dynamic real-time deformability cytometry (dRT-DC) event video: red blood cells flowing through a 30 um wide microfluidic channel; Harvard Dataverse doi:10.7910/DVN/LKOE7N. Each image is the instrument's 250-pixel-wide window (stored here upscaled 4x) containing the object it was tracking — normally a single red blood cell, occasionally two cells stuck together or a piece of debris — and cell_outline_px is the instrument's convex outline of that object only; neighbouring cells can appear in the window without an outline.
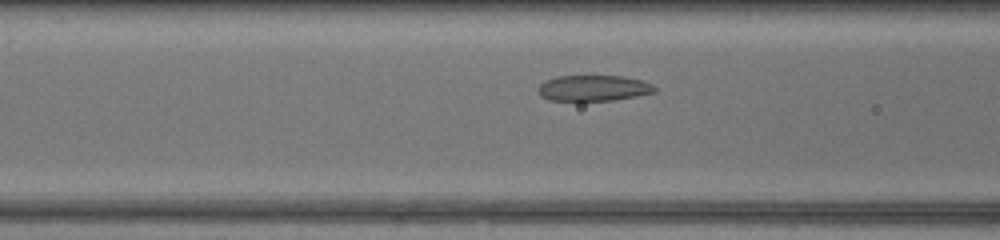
{"species": "common noctule bat (a hibernating species)", "species_latin": "Nyctalus noctula", "temperature_condition": "warm", "stored_images_in_passage": 28, "camera_frame_rate_fps": 3000, "um_per_image_px": 0.085, "animal": {"sex": "female", "body_mass_g": 17.0, "forearm_length_mm": 48.0}, "frame": {"image": 1, "passage_image": 9, "time_ms": 2.667, "image_size_px": [1000, 240], "cell_outline_px": [[656, 92], [636, 96], [612, 100], [548, 100], [540, 96], [536, 88], [544, 80], [556, 76], [624, 76], [644, 80], [652, 84], [656, 88]], "centroid_in_image_um": [50.43, 7.48], "position_along_channel_um": 116.2, "area_um2": 17.69}}
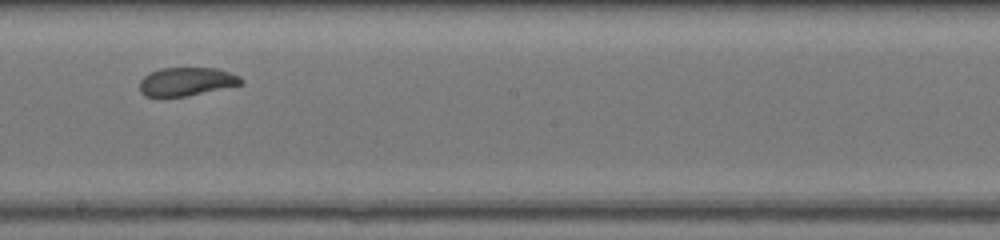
{"frame": {"image": 2, "passage_image": 17, "time_ms": 5.333, "image_size_px": [1000, 240], "cell_outline_px": [[244, 84], [184, 96], [160, 100], [144, 96], [140, 92], [140, 80], [144, 76], [160, 68], [216, 68], [240, 76], [244, 80]], "centroid_in_image_um": [15.8, 6.97], "position_along_channel_um": 232.4, "area_um2": 17.22}}
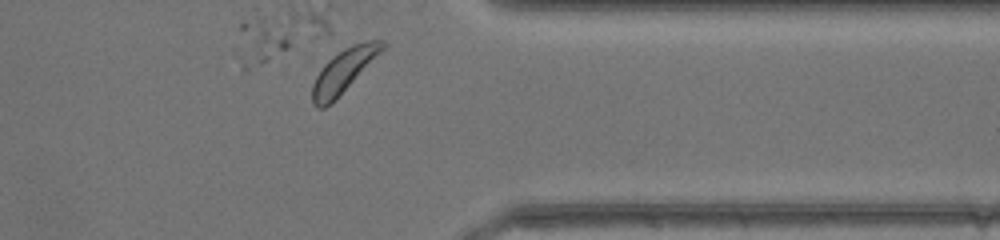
{"frame": {"image": 3, "passage_image": 28, "time_ms": 9.0, "image_size_px": [1000, 240], "cell_outline_px": [[388, 44], [332, 104], [324, 108], [316, 108], [312, 104], [312, 84], [316, 76], [324, 64], [332, 56], [344, 48], [352, 44], [368, 40], [384, 40]], "centroid_in_image_um": [29.19, 6.03], "position_along_channel_um": 382.2, "area_um2": 17.69}, "authors_computed_cell_mechanics": {"area_um2": 17.7735, "velocity_mm_per_s": 4.3143, "shape_relaxation_time_tau1_ms": 3.8185, "shape_relaxation_time_tau2_ms": 1.8805, "deformation_change_tau1": 0.1522, "deformation_change_tau2": 0.0773}}